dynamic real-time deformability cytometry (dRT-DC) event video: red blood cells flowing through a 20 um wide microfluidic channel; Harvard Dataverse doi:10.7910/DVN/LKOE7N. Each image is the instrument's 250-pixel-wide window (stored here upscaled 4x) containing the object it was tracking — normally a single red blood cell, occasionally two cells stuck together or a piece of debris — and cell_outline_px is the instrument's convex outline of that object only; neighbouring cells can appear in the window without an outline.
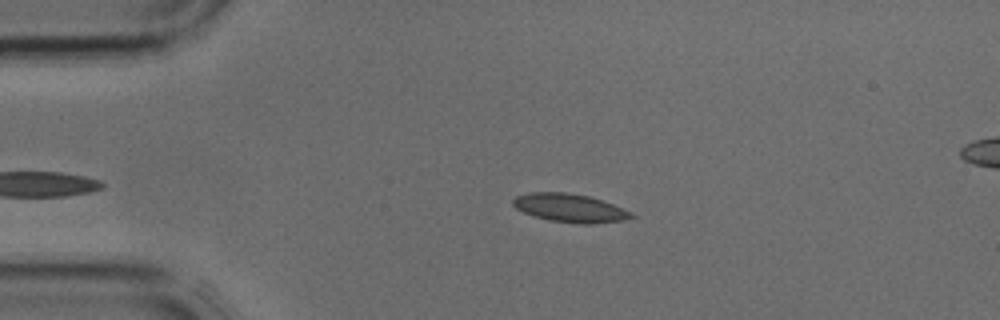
{"species": "common noctule bat (a hibernating species)", "species_latin": "Nyctalus noctula", "temperature_condition": "cold", "stored_images_in_passage": 4, "camera_frame_rate_fps": 3000, "um_per_image_px": 0.085, "animal": {"sex": "male", "body_mass_g": 17.9, "forearm_length_mm": 54.2}, "frame": {"image": 1, "passage_image": 2, "time_ms": 0.333, "image_size_px": [1000, 320], "cell_outline_px": [[636, 216], [620, 220], [592, 224], [584, 224], [548, 220], [524, 212], [516, 208], [512, 204], [512, 200], [516, 196], [528, 192], [564, 192], [588, 196], [604, 200], [632, 212]], "centroid_in_image_um": [48.43, 17.67], "position_along_channel_um": 36.6, "area_um2": 19.48}}